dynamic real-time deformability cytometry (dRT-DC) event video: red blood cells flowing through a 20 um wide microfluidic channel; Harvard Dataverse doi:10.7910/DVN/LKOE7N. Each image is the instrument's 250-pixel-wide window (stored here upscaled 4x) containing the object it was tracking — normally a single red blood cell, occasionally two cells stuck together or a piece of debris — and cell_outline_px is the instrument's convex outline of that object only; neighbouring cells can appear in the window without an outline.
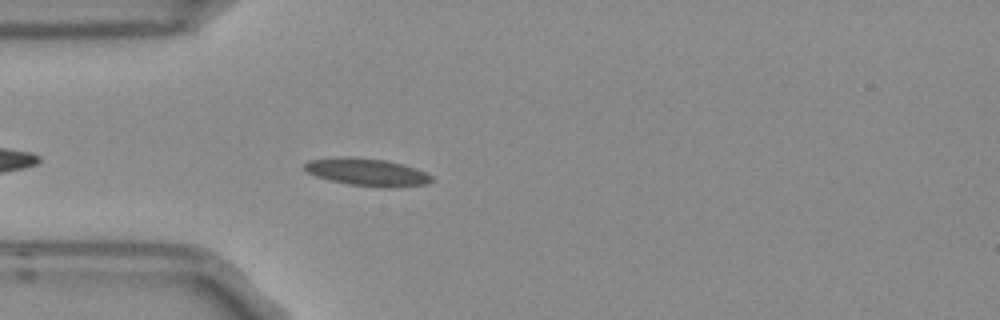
{"species": "Egyptian fruit bat (a non-hibernating species)", "species_latin": "Rousettus aegyptiacus", "temperature_condition": "room temperature", "stored_images_in_passage": 4, "camera_frame_rate_fps": 3000, "um_per_image_px": 0.085, "frame": {"image": 1, "passage_image": 4, "time_ms": 1.0, "image_size_px": [1000, 320], "cell_outline_px": [[436, 180], [428, 184], [392, 188], [380, 188], [348, 184], [316, 176], [308, 172], [304, 168], [304, 164], [308, 160], [340, 156], [348, 156], [384, 160], [416, 168], [432, 176]], "centroid_in_image_um": [31.23, 14.64], "position_along_channel_um": 53.8, "area_um2": 20.52}}